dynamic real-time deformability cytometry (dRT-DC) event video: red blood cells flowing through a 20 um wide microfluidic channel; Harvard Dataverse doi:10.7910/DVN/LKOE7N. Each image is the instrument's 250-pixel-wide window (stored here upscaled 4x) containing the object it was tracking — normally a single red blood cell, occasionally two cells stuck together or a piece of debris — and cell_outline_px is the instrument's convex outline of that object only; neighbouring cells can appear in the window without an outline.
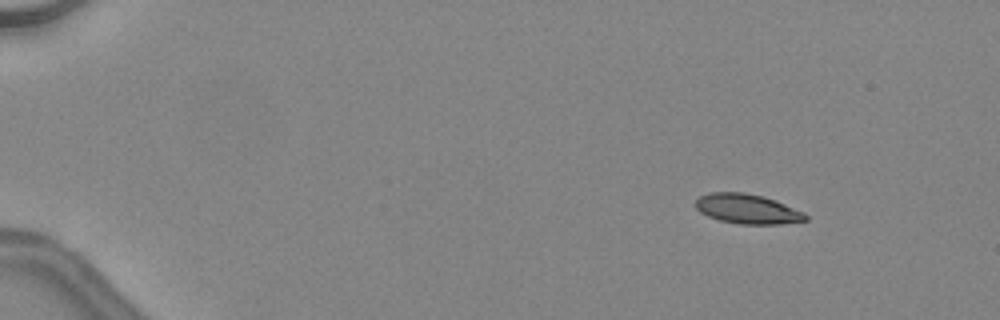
{"species": "common noctule bat (a hibernating species)", "species_latin": "Nyctalus noctula", "temperature_condition": "warm", "stored_images_in_passage": 47, "camera_frame_rate_fps": 3000, "um_per_image_px": 0.085, "animal": {"sex": "female", "body_mass_g": 24.6, "forearm_length_mm": 56.2}, "frame": {"image": 1, "passage_image": 6, "time_ms": 1.667, "image_size_px": [1000, 320], "cell_outline_px": [[808, 220], [780, 224], [740, 224], [720, 220], [708, 216], [700, 212], [692, 204], [700, 196], [712, 192], [744, 192], [764, 196], [776, 200], [804, 212], [808, 216]], "centroid_in_image_um": [63.52, 17.75], "position_along_channel_um": 21.5, "area_um2": 19.19}}
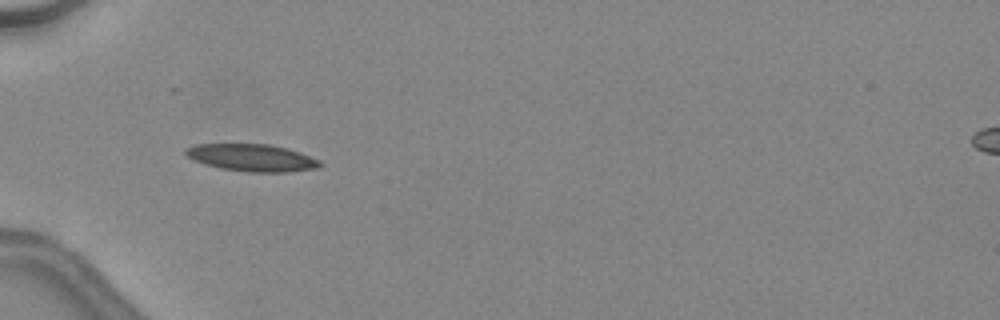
{"frame": {"image": 2, "passage_image": 17, "time_ms": 5.333, "image_size_px": [1000, 320], "cell_outline_px": [[324, 164], [316, 168], [288, 172], [248, 172], [220, 168], [204, 164], [188, 156], [184, 152], [184, 148], [196, 144], [268, 144], [288, 148], [300, 152], [320, 160]], "centroid_in_image_um": [21.43, 13.4], "position_along_channel_um": 63.6, "area_um2": 21.33}}
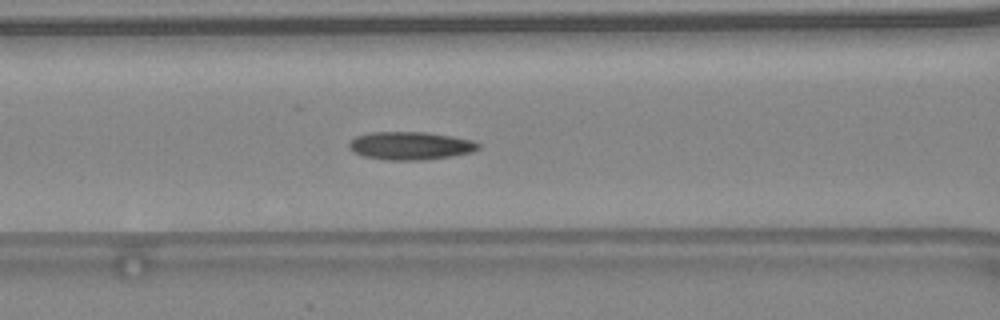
{"frame": {"image": 3, "passage_image": 22, "time_ms": 7.0, "image_size_px": [1000, 320], "cell_outline_px": [[480, 148], [472, 152], [452, 156], [420, 160], [388, 160], [364, 156], [348, 148], [348, 144], [356, 136], [368, 132], [428, 132], [452, 136], [472, 140], [480, 144]], "centroid_in_image_um": [34.9, 12.38], "position_along_channel_um": 131.7, "area_um2": 21.1}, "authors_computed_cell_mechanics": {"area_um2": 20.0566, "velocity_mm_per_s": 4.5245, "shape_relaxation_time_tau1_ms": null, "shape_relaxation_time_tau2_ms": 3.1565, "deformation_change_tau1": null, "deformation_change_tau2": 0.113}}